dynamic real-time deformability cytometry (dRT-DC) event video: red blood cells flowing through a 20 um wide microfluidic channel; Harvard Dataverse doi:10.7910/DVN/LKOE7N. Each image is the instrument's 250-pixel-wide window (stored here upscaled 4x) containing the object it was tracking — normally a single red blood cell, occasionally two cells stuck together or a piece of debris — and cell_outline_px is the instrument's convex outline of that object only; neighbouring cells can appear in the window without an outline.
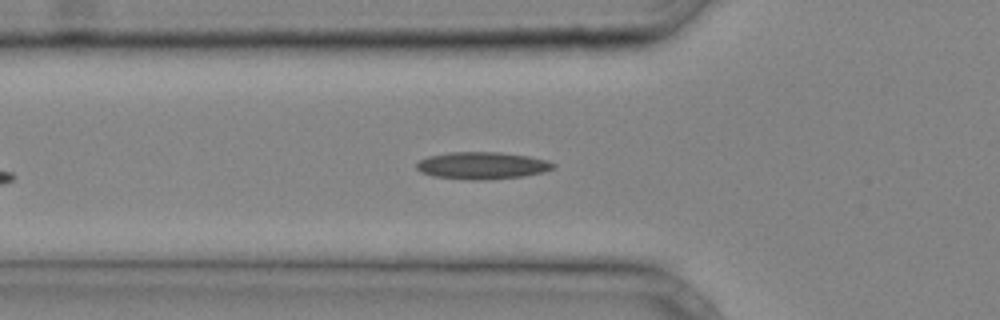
{"species": "common noctule bat (a hibernating species)", "species_latin": "Nyctalus noctula", "temperature_condition": "cold", "stored_images_in_passage": 30, "camera_frame_rate_fps": 3000, "um_per_image_px": 0.085, "animal": {"sex": "male", "body_mass_g": 20.4}, "frame": {"image": 1, "passage_image": 5, "time_ms": 1.333, "image_size_px": [1000, 320], "cell_outline_px": [[556, 168], [544, 172], [524, 176], [484, 180], [472, 180], [432, 176], [420, 172], [416, 168], [416, 164], [420, 160], [428, 156], [448, 152], [500, 152], [528, 156], [548, 160], [556, 164]], "centroid_in_image_um": [41.0, 14.07], "position_along_channel_um": 84.8, "area_um2": 21.85}}